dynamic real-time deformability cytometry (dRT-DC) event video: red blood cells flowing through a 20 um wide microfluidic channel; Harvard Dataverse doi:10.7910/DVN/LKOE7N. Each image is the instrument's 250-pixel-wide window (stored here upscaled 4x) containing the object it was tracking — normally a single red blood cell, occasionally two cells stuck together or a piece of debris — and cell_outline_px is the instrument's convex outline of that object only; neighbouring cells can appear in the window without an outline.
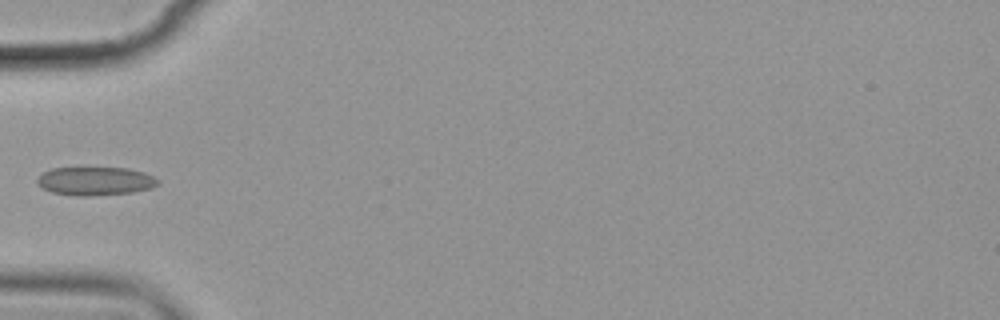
{"species": "common noctule bat (a hibernating species)", "species_latin": "Nyctalus noctula", "temperature_condition": "cold", "stored_images_in_passage": 4, "camera_frame_rate_fps": 3000, "um_per_image_px": 0.085, "animal": {"sex": "female", "body_mass_g": 19.9}, "frame": {"image": 1, "passage_image": 4, "time_ms": 3.333, "image_size_px": [1000, 320], "cell_outline_px": [[160, 184], [152, 188], [132, 192], [88, 196], [76, 196], [52, 192], [44, 188], [36, 180], [44, 172], [52, 168], [128, 168], [144, 172], [160, 180]], "centroid_in_image_um": [8.15, 15.39], "position_along_channel_um": 76.8, "area_um2": 19.88}}